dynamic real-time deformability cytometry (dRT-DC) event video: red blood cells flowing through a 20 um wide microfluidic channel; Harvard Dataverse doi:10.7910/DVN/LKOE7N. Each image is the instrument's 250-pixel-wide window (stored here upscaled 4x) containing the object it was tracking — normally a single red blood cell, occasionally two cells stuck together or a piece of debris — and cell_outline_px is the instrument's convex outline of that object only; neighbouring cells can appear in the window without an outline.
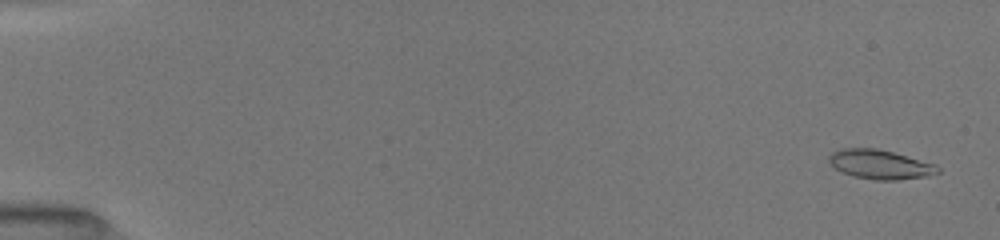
{"species": "common noctule bat (a hibernating species)", "species_latin": "Nyctalus noctula", "temperature_condition": "room temperature", "stored_images_in_passage": 16, "camera_frame_rate_fps": 3000, "um_per_image_px": 0.085, "animal": {"sex": "female", "body_mass_g": 19.5, "forearm_length_mm": 54.1}, "frame": {"image": 1, "passage_image": 1, "time_ms": 0.0, "image_size_px": [1000, 240], "cell_outline_px": [[940, 172], [928, 176], [896, 180], [876, 180], [852, 176], [836, 168], [828, 160], [828, 156], [832, 152], [844, 148], [876, 148], [892, 152], [936, 164], [940, 168]], "centroid_in_image_um": [74.83, 13.98], "position_along_channel_um": 10.2, "area_um2": 18.44}}
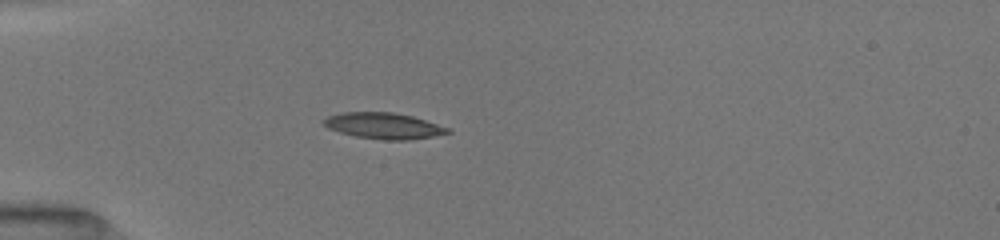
{"frame": {"image": 2, "passage_image": 8, "time_ms": 4.667, "image_size_px": [1000, 240], "cell_outline_px": [[452, 132], [432, 136], [408, 140], [384, 140], [356, 136], [340, 132], [328, 128], [320, 120], [328, 116], [344, 112], [392, 112], [412, 116], [448, 128]], "centroid_in_image_um": [32.57, 10.69], "position_along_channel_um": 52.4, "area_um2": 18.61}}
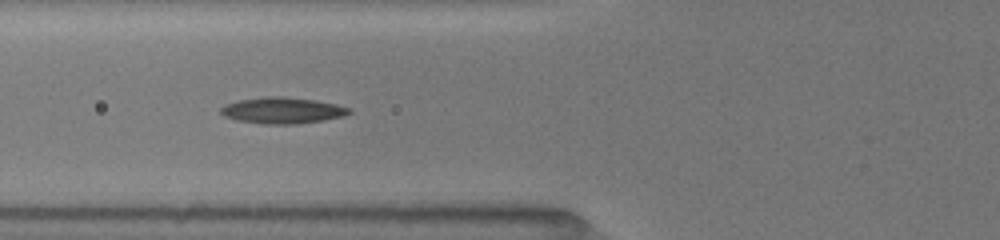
{"frame": {"image": 3, "passage_image": 14, "time_ms": 6.333, "image_size_px": [1000, 240], "cell_outline_px": [[352, 112], [344, 116], [324, 120], [296, 124], [264, 124], [236, 120], [224, 116], [220, 112], [220, 108], [228, 104], [240, 100], [264, 96], [284, 96], [316, 100], [336, 104], [352, 108]], "centroid_in_image_um": [24.05, 9.38], "position_along_channel_um": 101.8, "area_um2": 19.71}}